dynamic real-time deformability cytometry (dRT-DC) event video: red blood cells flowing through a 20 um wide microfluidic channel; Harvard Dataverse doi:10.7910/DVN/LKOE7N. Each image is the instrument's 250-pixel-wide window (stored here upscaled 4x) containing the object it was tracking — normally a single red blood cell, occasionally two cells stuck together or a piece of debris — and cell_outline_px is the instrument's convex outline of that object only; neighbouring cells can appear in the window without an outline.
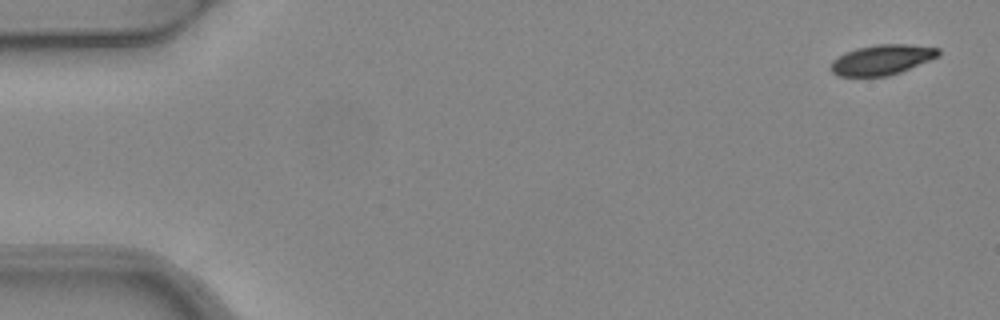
{"species": "common noctule bat (a hibernating species)", "species_latin": "Nyctalus noctula", "temperature_condition": "warm", "stored_images_in_passage": 5, "camera_frame_rate_fps": 3000, "um_per_image_px": 0.085, "animal": {"sex": "female", "body_mass_g": 24.6, "forearm_length_mm": 56.2}, "frame": {"image": 1, "passage_image": 1, "time_ms": 0.0, "image_size_px": [1000, 320], "cell_outline_px": [[940, 56], [900, 72], [888, 76], [840, 76], [832, 72], [828, 68], [832, 60], [844, 52], [856, 48], [876, 44], [908, 44], [940, 48]], "centroid_in_image_um": [74.94, 5.07], "position_along_channel_um": 10.1, "area_um2": 19.07}}
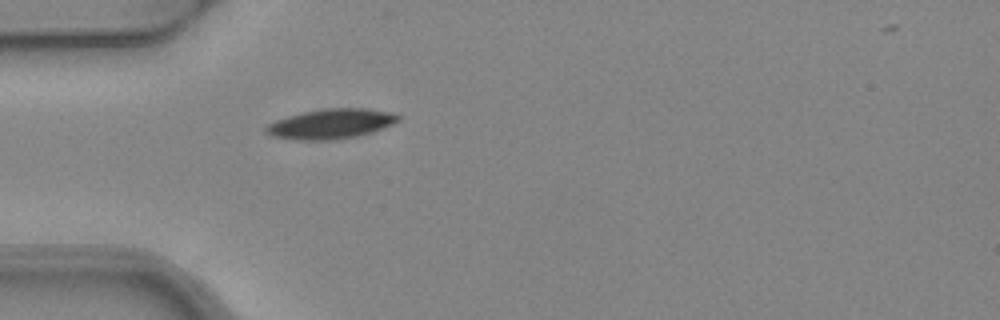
{"frame": {"image": 2, "passage_image": 5, "time_ms": 1.333, "image_size_px": [1000, 320], "cell_outline_px": [[400, 120], [384, 128], [372, 132], [356, 136], [328, 140], [300, 140], [272, 136], [264, 132], [264, 128], [268, 124], [276, 120], [288, 116], [304, 112], [324, 108], [364, 108], [392, 112], [400, 116]], "centroid_in_image_um": [28.14, 10.52], "position_along_channel_um": 56.9, "area_um2": 22.95}}